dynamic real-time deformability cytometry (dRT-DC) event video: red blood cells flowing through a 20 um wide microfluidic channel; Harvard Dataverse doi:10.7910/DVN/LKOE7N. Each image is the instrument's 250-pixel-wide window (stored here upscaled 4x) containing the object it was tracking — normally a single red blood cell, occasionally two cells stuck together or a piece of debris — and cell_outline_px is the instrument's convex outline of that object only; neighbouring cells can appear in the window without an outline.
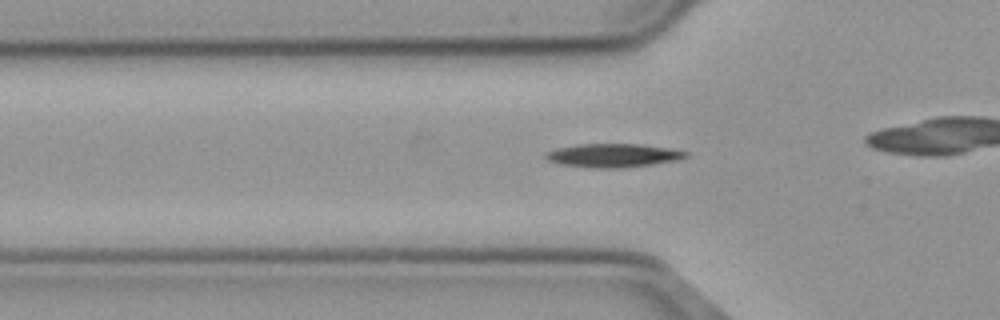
{"species": "common noctule bat (a hibernating species)", "species_latin": "Nyctalus noctula", "temperature_condition": "cold", "stored_images_in_passage": 31, "camera_frame_rate_fps": 3000, "um_per_image_px": 0.085, "animal": {"sex": "male", "body_mass_g": 23.1, "forearm_length_mm": 52.7}, "frame": {"image": 1, "passage_image": 5, "time_ms": 1.333, "image_size_px": [1000, 320], "cell_outline_px": [[688, 156], [680, 160], [624, 168], [596, 168], [560, 164], [548, 160], [544, 156], [544, 152], [556, 148], [576, 144], [644, 144], [668, 148], [688, 152]], "centroid_in_image_um": [52.11, 13.21], "position_along_channel_um": 73.7, "area_um2": 19.42}}
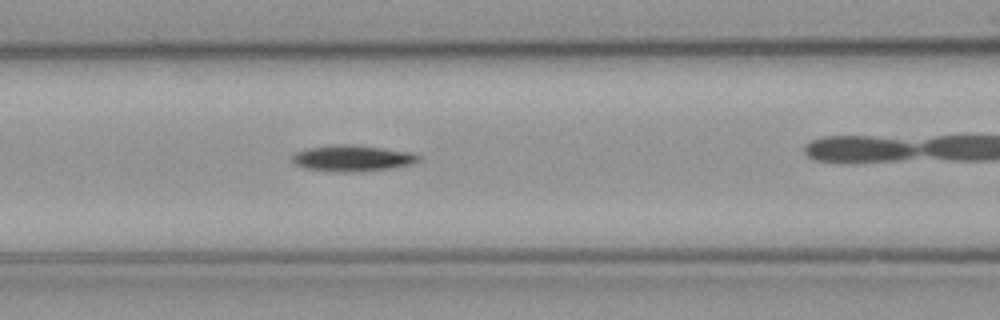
{"frame": {"image": 2, "passage_image": 10, "time_ms": 3.0, "image_size_px": [1000, 320], "cell_outline_px": [[420, 160], [412, 164], [388, 168], [356, 172], [332, 172], [304, 168], [292, 164], [292, 156], [296, 152], [308, 148], [340, 144], [344, 144], [380, 148], [412, 152], [420, 156]], "centroid_in_image_um": [29.91, 13.46], "position_along_channel_um": 136.7, "area_um2": 19.13}}
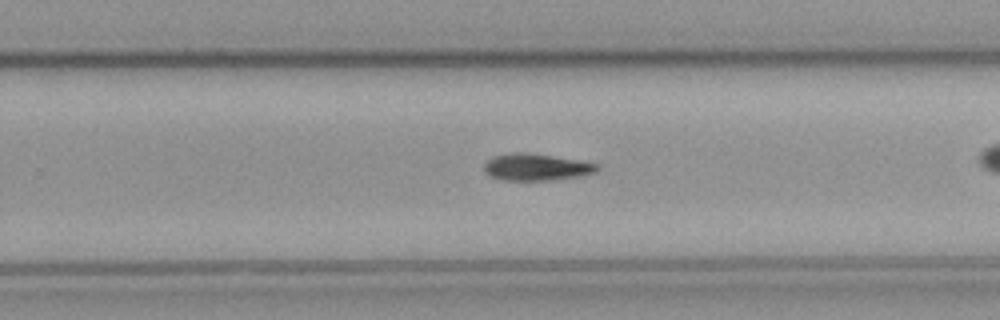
{"frame": {"image": 3, "passage_image": 22, "time_ms": 7.0, "image_size_px": [1000, 320], "cell_outline_px": [[600, 168], [596, 172], [580, 176], [552, 180], [504, 180], [492, 176], [484, 172], [484, 164], [488, 160], [496, 156], [512, 152], [520, 152], [552, 156], [600, 164]], "centroid_in_image_um": [45.61, 14.21], "position_along_channel_um": 284.2, "area_um2": 17.46}}